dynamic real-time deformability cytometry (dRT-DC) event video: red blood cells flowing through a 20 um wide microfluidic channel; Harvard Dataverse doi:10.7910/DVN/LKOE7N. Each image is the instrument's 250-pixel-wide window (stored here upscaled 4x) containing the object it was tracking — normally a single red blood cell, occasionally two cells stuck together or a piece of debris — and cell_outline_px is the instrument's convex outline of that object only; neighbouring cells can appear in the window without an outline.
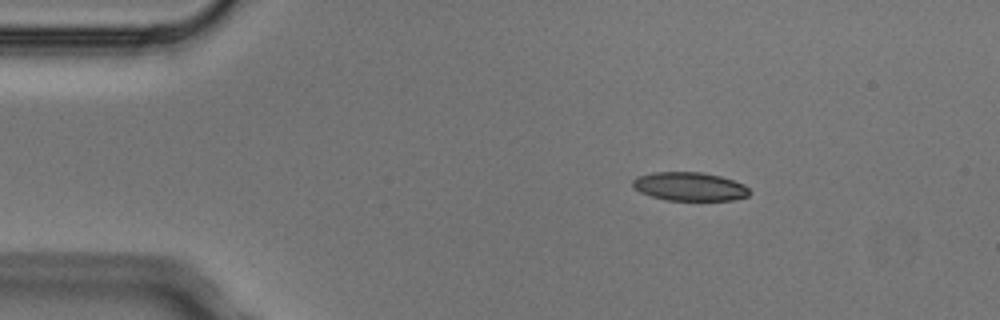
{"species": "Egyptian fruit bat (a non-hibernating species)", "species_latin": "Rousettus aegyptiacus", "temperature_condition": "cold", "stored_images_in_passage": 7, "camera_frame_rate_fps": 3000, "um_per_image_px": 0.085, "animal": {"sex": "male"}, "frame": {"image": 1, "passage_image": 2, "time_ms": 0.333, "image_size_px": [1000, 320], "cell_outline_px": [[752, 192], [748, 196], [732, 200], [668, 200], [652, 196], [640, 192], [632, 184], [632, 180], [636, 176], [652, 172], [700, 172], [720, 176], [744, 184]], "centroid_in_image_um": [58.62, 15.85], "position_along_channel_um": 26.4, "area_um2": 19.42}}
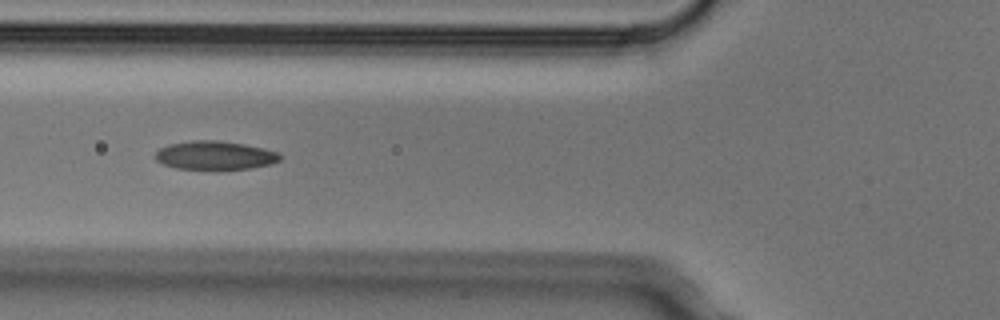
{"frame": {"image": 2, "passage_image": 5, "time_ms": 1.333, "image_size_px": [1000, 320], "cell_outline_px": [[280, 160], [272, 164], [252, 168], [176, 168], [164, 164], [156, 160], [156, 152], [160, 148], [168, 144], [192, 140], [216, 140], [244, 144], [264, 148], [276, 152], [280, 156]], "centroid_in_image_um": [18.27, 13.18], "position_along_channel_um": 107.5, "area_um2": 20.4}}
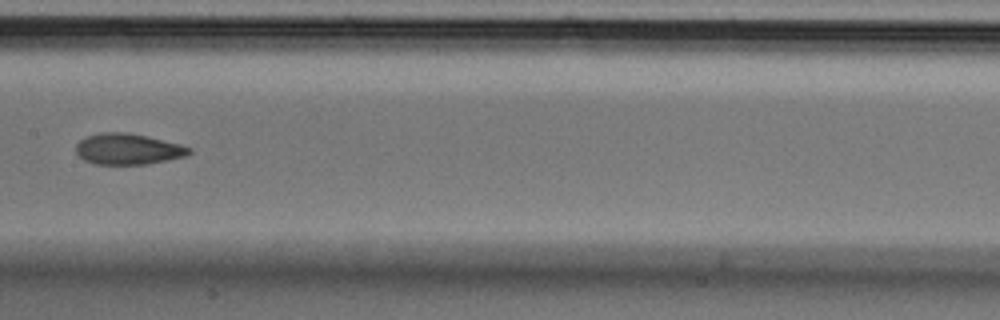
{"frame": {"image": 3, "passage_image": 7, "time_ms": 2.0, "image_size_px": [1000, 320], "cell_outline_px": [[192, 152], [184, 156], [168, 160], [144, 164], [96, 164], [84, 160], [76, 152], [76, 144], [80, 140], [88, 136], [100, 132], [128, 132], [148, 136], [180, 144], [192, 148]], "centroid_in_image_um": [10.88, 12.66], "position_along_channel_um": 196.5, "area_um2": 20.4}}